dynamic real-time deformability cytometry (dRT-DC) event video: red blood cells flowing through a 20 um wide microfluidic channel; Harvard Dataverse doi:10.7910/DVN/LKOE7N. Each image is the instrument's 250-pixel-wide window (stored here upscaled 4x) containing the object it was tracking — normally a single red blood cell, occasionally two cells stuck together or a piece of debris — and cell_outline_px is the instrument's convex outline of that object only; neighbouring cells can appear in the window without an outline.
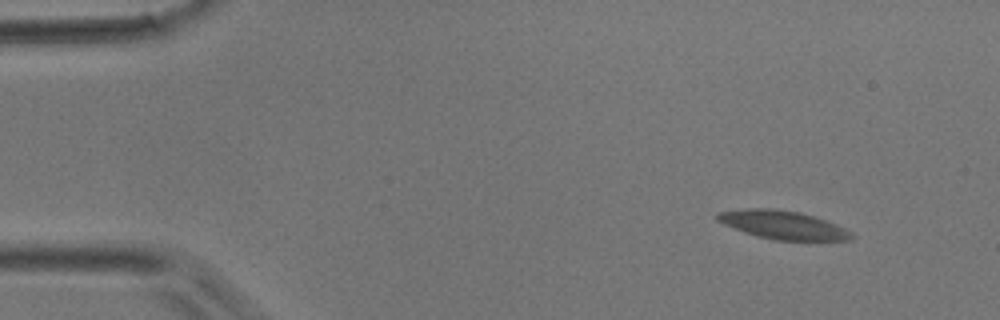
{"species": "common noctule bat (a hibernating species)", "species_latin": "Nyctalus noctula", "temperature_condition": "room temperature", "stored_images_in_passage": 6, "camera_frame_rate_fps": 3000, "um_per_image_px": 0.085, "animal": {"sex": "male", "body_mass_g": 17.9}, "frame": {"image": 1, "passage_image": 1, "time_ms": 0.0, "image_size_px": [1000, 320], "cell_outline_px": [[856, 236], [852, 240], [772, 240], [756, 236], [724, 224], [716, 220], [716, 212], [752, 208], [772, 208], [800, 212], [836, 224], [852, 232]], "centroid_in_image_um": [66.55, 19.12], "position_along_channel_um": 18.4, "area_um2": 22.14}}
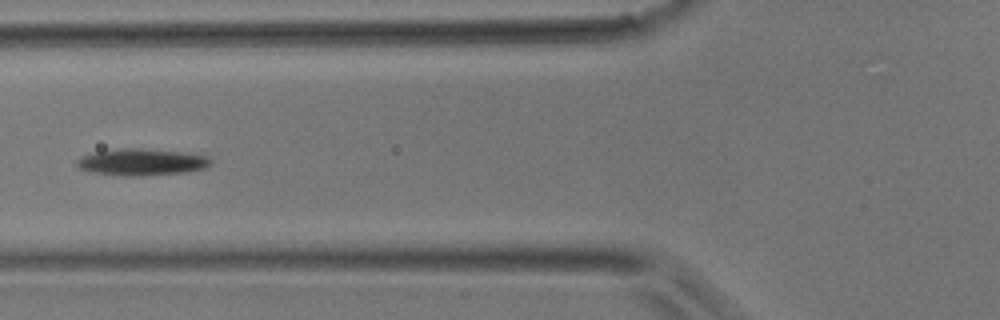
{"frame": {"image": 2, "passage_image": 5, "time_ms": 1.333, "image_size_px": [1000, 320], "cell_outline_px": [[212, 164], [208, 168], [188, 172], [136, 176], [124, 176], [88, 172], [80, 168], [76, 164], [76, 160], [80, 156], [96, 152], [124, 148], [140, 148], [180, 152], [204, 156], [212, 160]], "centroid_in_image_um": [12.03, 13.79], "position_along_channel_um": 113.8, "area_um2": 20.87}}
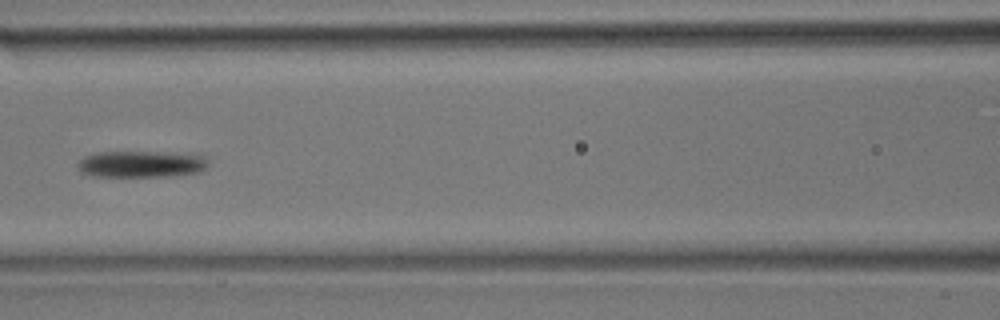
{"frame": {"image": 3, "passage_image": 6, "time_ms": 1.667, "image_size_px": [1000, 320], "cell_outline_px": [[208, 164], [200, 172], [168, 176], [92, 176], [80, 172], [76, 164], [84, 156], [96, 152], [160, 152], [204, 156], [208, 160]], "centroid_in_image_um": [11.95, 13.95], "position_along_channel_um": 154.7, "area_um2": 20.11}}